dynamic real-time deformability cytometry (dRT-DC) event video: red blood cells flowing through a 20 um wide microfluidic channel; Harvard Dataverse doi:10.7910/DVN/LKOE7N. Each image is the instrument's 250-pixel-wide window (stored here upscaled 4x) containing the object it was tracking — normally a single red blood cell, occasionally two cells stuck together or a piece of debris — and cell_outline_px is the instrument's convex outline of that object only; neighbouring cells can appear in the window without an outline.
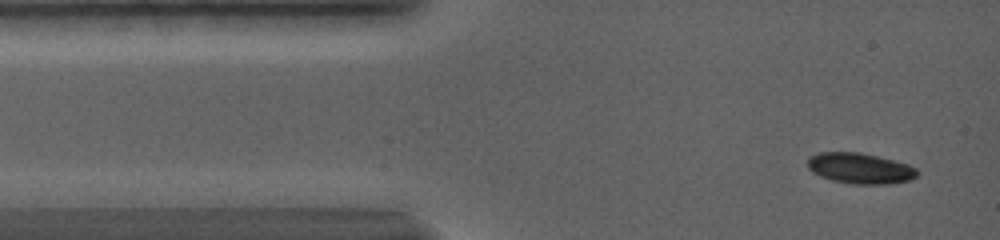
{"species": "common noctule bat (a hibernating species)", "species_latin": "Nyctalus noctula", "temperature_condition": "warm", "stored_images_in_passage": 9, "camera_frame_rate_fps": 5000, "um_per_image_px": 0.085, "animal": {"sex": "female", "body_mass_g": 19.0, "forearm_length_mm": 56.7}, "frame": {"image": 1, "passage_image": 2, "time_ms": 0.4, "image_size_px": [1000, 240], "cell_outline_px": [[920, 172], [916, 176], [908, 180], [888, 184], [852, 184], [832, 180], [820, 176], [812, 172], [808, 168], [808, 156], [820, 152], [860, 152], [908, 164], [916, 168]], "centroid_in_image_um": [73.08, 14.3], "position_along_channel_um": 11.9, "area_um2": 19.59}}